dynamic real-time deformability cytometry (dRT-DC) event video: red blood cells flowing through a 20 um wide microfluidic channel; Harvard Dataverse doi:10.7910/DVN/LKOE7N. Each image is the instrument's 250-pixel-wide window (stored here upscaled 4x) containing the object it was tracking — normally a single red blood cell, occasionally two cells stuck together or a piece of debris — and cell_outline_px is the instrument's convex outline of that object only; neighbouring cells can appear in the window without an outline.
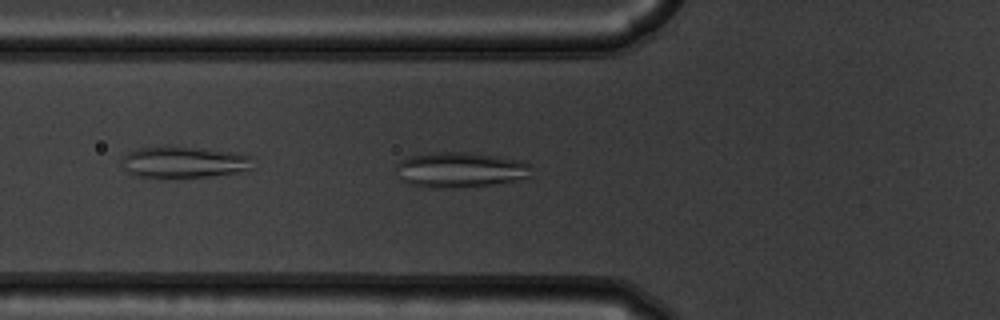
{"species": "common noctule bat (a hibernating species)", "species_latin": "Nyctalus noctula", "temperature_condition": "warm", "stored_images_in_passage": 39, "segment_of_instrument_passage": [1, 2], "camera_frame_rate_fps": 3000, "um_per_image_px": 0.085, "animal": {"sex": "male", "body_mass_g": 19.5, "forearm_length_mm": 54.6}, "frame": {"image": 1, "passage_image": 3, "time_ms": 0.667, "image_size_px": [1000, 320], "cell_outline_px": [[532, 164], [528, 176], [512, 180], [492, 184], [460, 188], [420, 188], [408, 184], [404, 180], [396, 164], [400, 160], [408, 156], [432, 152], [472, 152], [500, 156], [524, 160]], "centroid_in_image_um": [39.12, 14.42], "position_along_channel_um": 86.7, "area_um2": 28.09}}
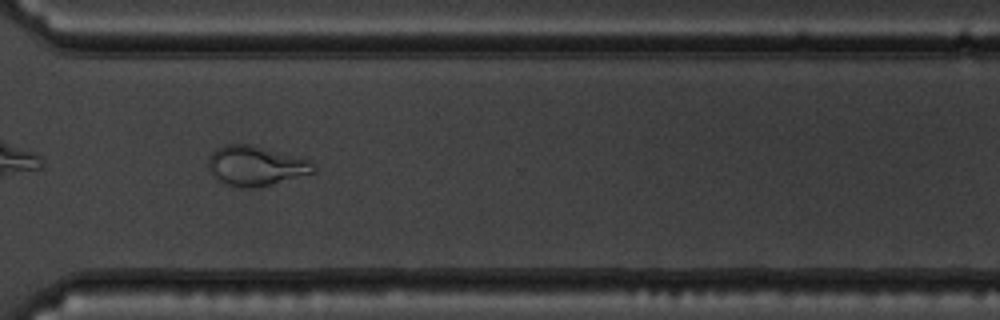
{"frame": {"image": 2, "passage_image": 24, "time_ms": 7.667, "image_size_px": [1000, 320], "cell_outline_px": [[316, 172], [256, 188], [240, 188], [228, 184], [212, 176], [208, 172], [208, 156], [216, 148], [228, 144], [248, 144], [308, 160], [316, 168]], "centroid_in_image_um": [21.67, 14.11], "position_along_channel_um": 348.9, "area_um2": 24.1}}
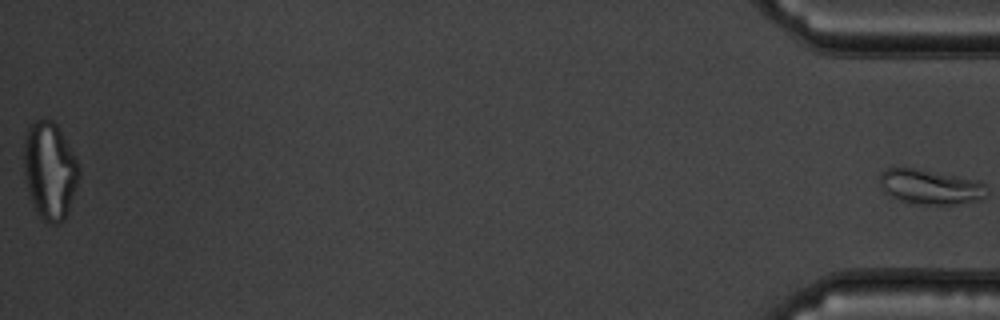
{"frame": {"image": 3, "passage_image": 38, "time_ms": 12.333, "image_size_px": [1000, 320], "cell_outline_px": [[80, 176], [68, 212], [64, 220], [56, 224], [52, 224], [44, 220], [36, 212], [28, 192], [24, 172], [24, 136], [28, 124], [36, 120], [52, 120], [56, 124], [76, 160], [80, 168]], "centroid_in_image_um": [4.21, 14.51], "position_along_channel_um": 431.0, "area_um2": 31.15}}